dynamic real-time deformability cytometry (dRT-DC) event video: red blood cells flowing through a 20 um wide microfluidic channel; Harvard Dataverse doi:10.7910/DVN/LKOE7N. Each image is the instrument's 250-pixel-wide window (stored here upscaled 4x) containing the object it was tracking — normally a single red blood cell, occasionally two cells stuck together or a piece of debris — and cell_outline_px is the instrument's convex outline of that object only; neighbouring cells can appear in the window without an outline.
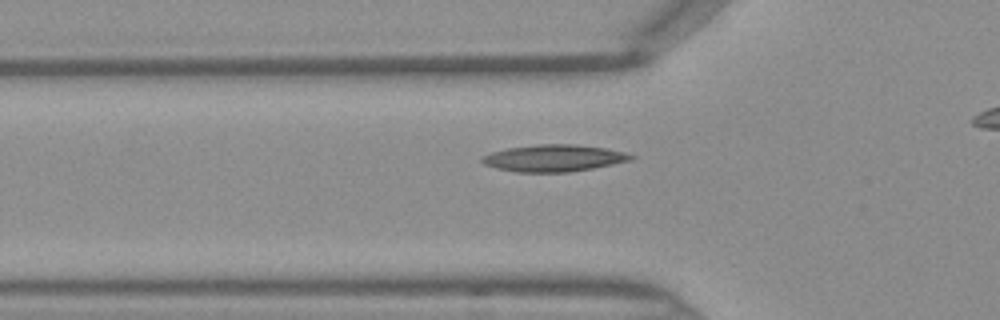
{"species": "Egyptian fruit bat (a non-hibernating species)", "species_latin": "Rousettus aegyptiacus", "temperature_condition": "warm", "stored_images_in_passage": 36, "camera_frame_rate_fps": 3000, "um_per_image_px": 0.085, "frame": {"image": 1, "passage_image": 11, "time_ms": 3.333, "image_size_px": [1000, 320], "cell_outline_px": [[636, 156], [632, 160], [592, 168], [568, 172], [516, 172], [496, 168], [484, 164], [480, 160], [480, 156], [492, 152], [508, 148], [536, 144], [576, 144], [604, 148], [624, 152]], "centroid_in_image_um": [47.04, 13.43], "position_along_channel_um": 78.8, "area_um2": 23.29}}
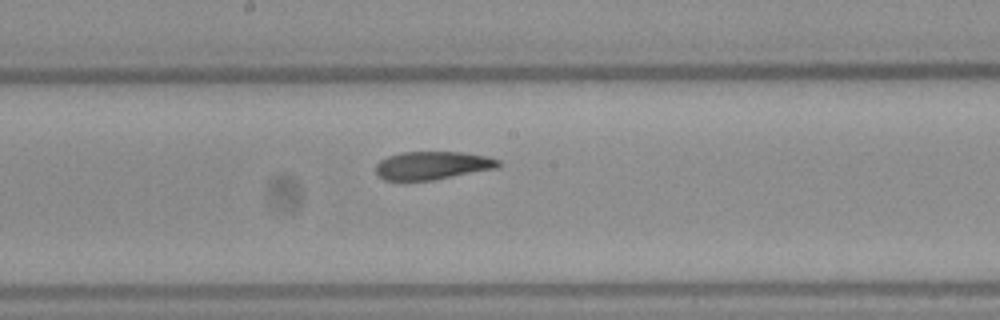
{"frame": {"image": 2, "passage_image": 20, "time_ms": 6.333, "image_size_px": [1000, 320], "cell_outline_px": [[504, 164], [500, 168], [432, 180], [384, 180], [376, 176], [376, 164], [380, 160], [388, 156], [400, 152], [460, 152], [488, 156], [500, 160]], "centroid_in_image_um": [36.8, 14.06], "position_along_channel_um": 211.4, "area_um2": 20.4}}
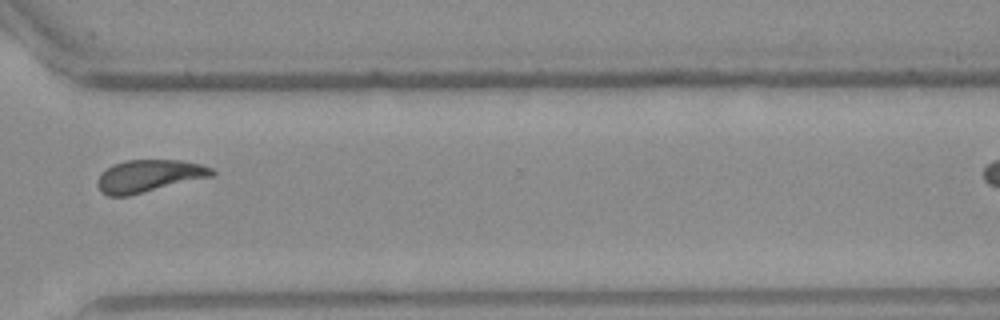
{"frame": {"image": 3, "passage_image": 30, "time_ms": 9.667, "image_size_px": [1000, 320], "cell_outline_px": [[216, 172], [212, 176], [128, 196], [108, 196], [100, 192], [96, 184], [96, 180], [100, 172], [112, 164], [124, 160], [180, 160], [200, 164], [212, 168]], "centroid_in_image_um": [12.59, 14.95], "position_along_channel_um": 358.0, "area_um2": 21.73}}